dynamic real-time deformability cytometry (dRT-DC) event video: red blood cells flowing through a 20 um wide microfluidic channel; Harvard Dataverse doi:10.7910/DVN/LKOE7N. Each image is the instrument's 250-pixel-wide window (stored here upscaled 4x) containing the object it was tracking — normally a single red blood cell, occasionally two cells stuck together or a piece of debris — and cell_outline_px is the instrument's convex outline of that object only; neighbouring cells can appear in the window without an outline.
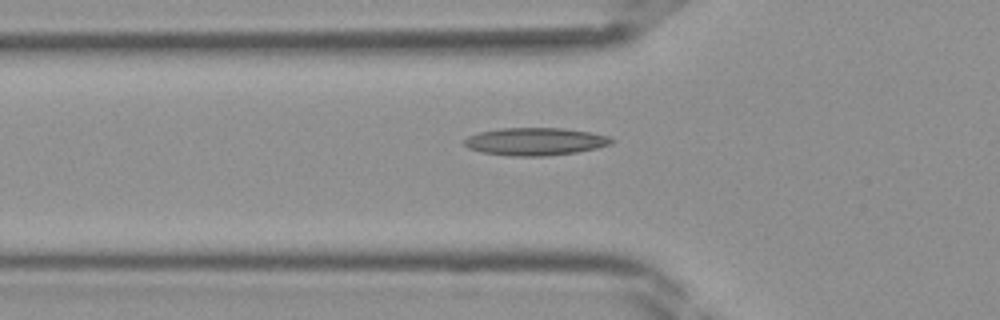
{"species": "Egyptian fruit bat (a non-hibernating species)", "species_latin": "Rousettus aegyptiacus", "temperature_condition": "room temperature", "stored_images_in_passage": 28, "camera_frame_rate_fps": 3000, "um_per_image_px": 0.085, "frame": {"image": 1, "passage_image": 6, "time_ms": 1.667, "image_size_px": [1000, 320], "cell_outline_px": [[616, 140], [612, 144], [596, 148], [576, 152], [548, 156], [508, 156], [480, 152], [468, 148], [464, 144], [464, 140], [468, 136], [480, 132], [500, 128], [560, 128], [592, 132], [608, 136]], "centroid_in_image_um": [45.5, 12.03], "position_along_channel_um": 80.3, "area_um2": 23.87}}
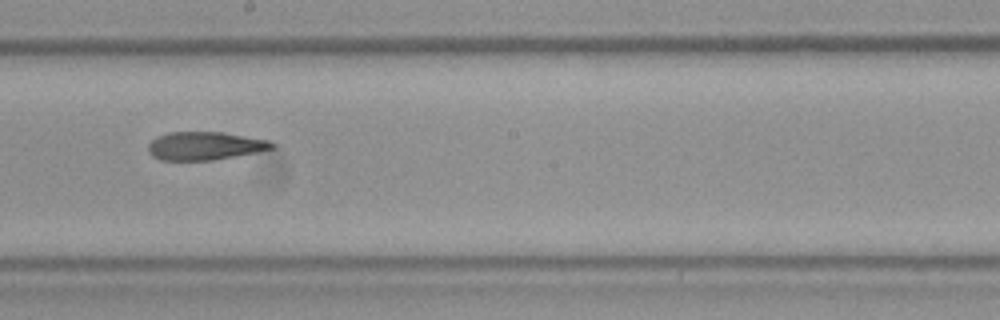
{"frame": {"image": 2, "passage_image": 15, "time_ms": 4.667, "image_size_px": [1000, 320], "cell_outline_px": [[276, 148], [256, 152], [212, 160], [160, 160], [152, 156], [148, 152], [148, 144], [156, 136], [168, 132], [224, 132], [268, 140], [276, 144]], "centroid_in_image_um": [17.4, 12.39], "position_along_channel_um": 230.8, "area_um2": 20.4}}
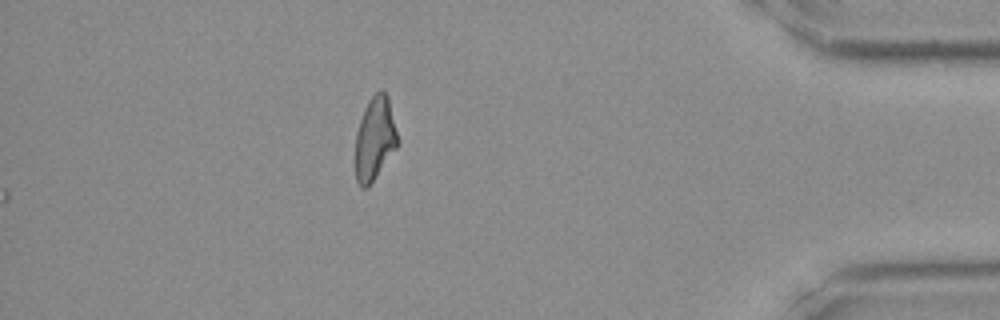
{"frame": {"image": 3, "passage_image": 28, "time_ms": 9.0, "image_size_px": [1000, 320], "cell_outline_px": [[400, 144], [368, 188], [360, 188], [356, 180], [356, 132], [364, 108], [368, 100], [376, 92], [384, 92], [388, 96], [400, 140]], "centroid_in_image_um": [31.89, 11.81], "position_along_channel_um": 403.3, "area_um2": 20.81}}